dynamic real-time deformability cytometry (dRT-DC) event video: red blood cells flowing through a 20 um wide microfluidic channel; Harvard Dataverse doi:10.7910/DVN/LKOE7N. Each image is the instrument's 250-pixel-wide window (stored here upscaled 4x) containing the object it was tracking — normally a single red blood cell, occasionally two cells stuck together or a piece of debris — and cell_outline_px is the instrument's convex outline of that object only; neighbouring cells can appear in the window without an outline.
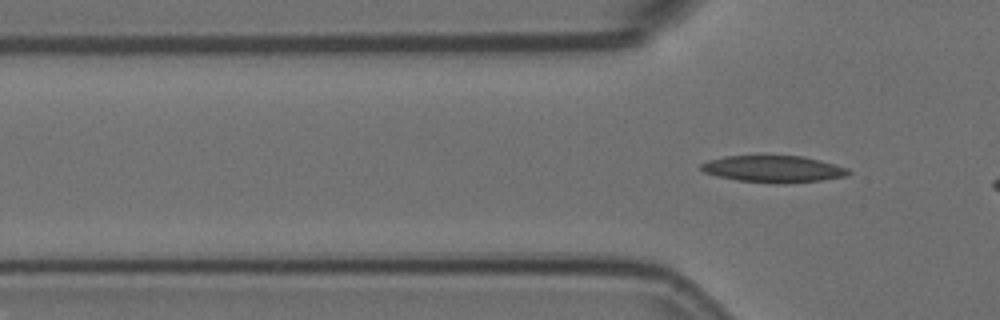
{"species": "Egyptian fruit bat (a non-hibernating species)", "species_latin": "Rousettus aegyptiacus", "temperature_condition": "room temperature", "stored_images_in_passage": 6, "camera_frame_rate_fps": 3000, "um_per_image_px": 0.085, "animal": {"sex": "female"}, "frame": {"image": 1, "passage_image": 6, "time_ms": 1.667, "image_size_px": [1000, 320], "cell_outline_px": [[852, 172], [848, 176], [820, 180], [784, 184], [776, 184], [736, 180], [716, 176], [704, 172], [700, 168], [700, 164], [708, 160], [724, 156], [804, 156], [820, 160], [848, 168]], "centroid_in_image_um": [65.74, 14.37], "position_along_channel_um": 60.1, "area_um2": 23.18}}